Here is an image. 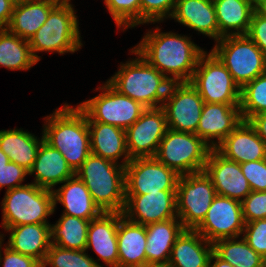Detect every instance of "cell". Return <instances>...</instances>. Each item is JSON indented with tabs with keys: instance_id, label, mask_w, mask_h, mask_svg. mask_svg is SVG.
Returning a JSON list of instances; mask_svg holds the SVG:
<instances>
[{
	"instance_id": "1",
	"label": "cell",
	"mask_w": 266,
	"mask_h": 267,
	"mask_svg": "<svg viewBox=\"0 0 266 267\" xmlns=\"http://www.w3.org/2000/svg\"><path fill=\"white\" fill-rule=\"evenodd\" d=\"M132 49L172 83L190 82L199 58L205 52L189 37L160 32L158 27L146 33ZM167 73L172 74V77L167 76Z\"/></svg>"
},
{
	"instance_id": "2",
	"label": "cell",
	"mask_w": 266,
	"mask_h": 267,
	"mask_svg": "<svg viewBox=\"0 0 266 267\" xmlns=\"http://www.w3.org/2000/svg\"><path fill=\"white\" fill-rule=\"evenodd\" d=\"M44 140L56 148L76 172L91 153L90 131L85 113L68 104L45 117Z\"/></svg>"
},
{
	"instance_id": "3",
	"label": "cell",
	"mask_w": 266,
	"mask_h": 267,
	"mask_svg": "<svg viewBox=\"0 0 266 267\" xmlns=\"http://www.w3.org/2000/svg\"><path fill=\"white\" fill-rule=\"evenodd\" d=\"M75 174L102 212H123L126 201L125 166L90 153Z\"/></svg>"
},
{
	"instance_id": "4",
	"label": "cell",
	"mask_w": 266,
	"mask_h": 267,
	"mask_svg": "<svg viewBox=\"0 0 266 267\" xmlns=\"http://www.w3.org/2000/svg\"><path fill=\"white\" fill-rule=\"evenodd\" d=\"M131 51L139 57L120 64V70L107 82L119 93L146 108L161 107L172 81L151 66L134 49Z\"/></svg>"
},
{
	"instance_id": "5",
	"label": "cell",
	"mask_w": 266,
	"mask_h": 267,
	"mask_svg": "<svg viewBox=\"0 0 266 267\" xmlns=\"http://www.w3.org/2000/svg\"><path fill=\"white\" fill-rule=\"evenodd\" d=\"M70 0H61L49 13L44 25L29 40L35 60L40 61L36 53L53 51L59 54L79 50L82 46L77 16Z\"/></svg>"
},
{
	"instance_id": "6",
	"label": "cell",
	"mask_w": 266,
	"mask_h": 267,
	"mask_svg": "<svg viewBox=\"0 0 266 267\" xmlns=\"http://www.w3.org/2000/svg\"><path fill=\"white\" fill-rule=\"evenodd\" d=\"M2 228L26 224H49L47 217L54 213L53 191L25 184L6 191L2 200Z\"/></svg>"
},
{
	"instance_id": "7",
	"label": "cell",
	"mask_w": 266,
	"mask_h": 267,
	"mask_svg": "<svg viewBox=\"0 0 266 267\" xmlns=\"http://www.w3.org/2000/svg\"><path fill=\"white\" fill-rule=\"evenodd\" d=\"M211 50L242 89L266 72V55L247 35L224 36Z\"/></svg>"
},
{
	"instance_id": "8",
	"label": "cell",
	"mask_w": 266,
	"mask_h": 267,
	"mask_svg": "<svg viewBox=\"0 0 266 267\" xmlns=\"http://www.w3.org/2000/svg\"><path fill=\"white\" fill-rule=\"evenodd\" d=\"M211 150L195 133L167 129L155 158L182 176L203 171Z\"/></svg>"
},
{
	"instance_id": "9",
	"label": "cell",
	"mask_w": 266,
	"mask_h": 267,
	"mask_svg": "<svg viewBox=\"0 0 266 267\" xmlns=\"http://www.w3.org/2000/svg\"><path fill=\"white\" fill-rule=\"evenodd\" d=\"M190 83L204 103L240 104L241 89L212 51L201 55Z\"/></svg>"
},
{
	"instance_id": "10",
	"label": "cell",
	"mask_w": 266,
	"mask_h": 267,
	"mask_svg": "<svg viewBox=\"0 0 266 267\" xmlns=\"http://www.w3.org/2000/svg\"><path fill=\"white\" fill-rule=\"evenodd\" d=\"M99 88L104 92L78 105L87 121L102 122L127 130L147 109L119 93L108 82Z\"/></svg>"
},
{
	"instance_id": "11",
	"label": "cell",
	"mask_w": 266,
	"mask_h": 267,
	"mask_svg": "<svg viewBox=\"0 0 266 267\" xmlns=\"http://www.w3.org/2000/svg\"><path fill=\"white\" fill-rule=\"evenodd\" d=\"M216 195L215 187L204 171L179 176L176 212L185 229L194 230L202 222Z\"/></svg>"
},
{
	"instance_id": "12",
	"label": "cell",
	"mask_w": 266,
	"mask_h": 267,
	"mask_svg": "<svg viewBox=\"0 0 266 267\" xmlns=\"http://www.w3.org/2000/svg\"><path fill=\"white\" fill-rule=\"evenodd\" d=\"M179 175L155 157L133 158L125 166L126 195L176 191Z\"/></svg>"
},
{
	"instance_id": "13",
	"label": "cell",
	"mask_w": 266,
	"mask_h": 267,
	"mask_svg": "<svg viewBox=\"0 0 266 267\" xmlns=\"http://www.w3.org/2000/svg\"><path fill=\"white\" fill-rule=\"evenodd\" d=\"M203 105L204 100L190 82L172 83L161 106L166 115L167 128L196 133Z\"/></svg>"
},
{
	"instance_id": "14",
	"label": "cell",
	"mask_w": 266,
	"mask_h": 267,
	"mask_svg": "<svg viewBox=\"0 0 266 267\" xmlns=\"http://www.w3.org/2000/svg\"><path fill=\"white\" fill-rule=\"evenodd\" d=\"M244 227L241 202L216 195L205 218L194 230L214 243L223 238H239Z\"/></svg>"
},
{
	"instance_id": "15",
	"label": "cell",
	"mask_w": 266,
	"mask_h": 267,
	"mask_svg": "<svg viewBox=\"0 0 266 267\" xmlns=\"http://www.w3.org/2000/svg\"><path fill=\"white\" fill-rule=\"evenodd\" d=\"M167 129L164 110L161 107L147 108L126 130L130 159L155 157Z\"/></svg>"
},
{
	"instance_id": "16",
	"label": "cell",
	"mask_w": 266,
	"mask_h": 267,
	"mask_svg": "<svg viewBox=\"0 0 266 267\" xmlns=\"http://www.w3.org/2000/svg\"><path fill=\"white\" fill-rule=\"evenodd\" d=\"M122 214L127 220L144 226L178 218L176 212V191H157L145 195H126Z\"/></svg>"
},
{
	"instance_id": "17",
	"label": "cell",
	"mask_w": 266,
	"mask_h": 267,
	"mask_svg": "<svg viewBox=\"0 0 266 267\" xmlns=\"http://www.w3.org/2000/svg\"><path fill=\"white\" fill-rule=\"evenodd\" d=\"M203 171L217 195L242 202L252 191L240 164L225 158L216 149L210 151Z\"/></svg>"
},
{
	"instance_id": "18",
	"label": "cell",
	"mask_w": 266,
	"mask_h": 267,
	"mask_svg": "<svg viewBox=\"0 0 266 267\" xmlns=\"http://www.w3.org/2000/svg\"><path fill=\"white\" fill-rule=\"evenodd\" d=\"M242 120L240 104L204 103L195 134L215 149Z\"/></svg>"
},
{
	"instance_id": "19",
	"label": "cell",
	"mask_w": 266,
	"mask_h": 267,
	"mask_svg": "<svg viewBox=\"0 0 266 267\" xmlns=\"http://www.w3.org/2000/svg\"><path fill=\"white\" fill-rule=\"evenodd\" d=\"M121 212H102L90 221L85 250L92 248L107 266L118 267L117 232Z\"/></svg>"
},
{
	"instance_id": "20",
	"label": "cell",
	"mask_w": 266,
	"mask_h": 267,
	"mask_svg": "<svg viewBox=\"0 0 266 267\" xmlns=\"http://www.w3.org/2000/svg\"><path fill=\"white\" fill-rule=\"evenodd\" d=\"M215 149L225 158L239 164L266 159V143L249 121L245 120Z\"/></svg>"
},
{
	"instance_id": "21",
	"label": "cell",
	"mask_w": 266,
	"mask_h": 267,
	"mask_svg": "<svg viewBox=\"0 0 266 267\" xmlns=\"http://www.w3.org/2000/svg\"><path fill=\"white\" fill-rule=\"evenodd\" d=\"M34 173V184L52 191L55 185L75 175L63 155L45 140L41 142L29 175Z\"/></svg>"
},
{
	"instance_id": "22",
	"label": "cell",
	"mask_w": 266,
	"mask_h": 267,
	"mask_svg": "<svg viewBox=\"0 0 266 267\" xmlns=\"http://www.w3.org/2000/svg\"><path fill=\"white\" fill-rule=\"evenodd\" d=\"M51 224H26L5 228L11 232L8 246L12 251L33 257L43 264L51 247Z\"/></svg>"
},
{
	"instance_id": "23",
	"label": "cell",
	"mask_w": 266,
	"mask_h": 267,
	"mask_svg": "<svg viewBox=\"0 0 266 267\" xmlns=\"http://www.w3.org/2000/svg\"><path fill=\"white\" fill-rule=\"evenodd\" d=\"M63 183L60 188L53 190L54 207L57 202L61 203L65 208L63 214L91 221L102 213L76 174Z\"/></svg>"
},
{
	"instance_id": "24",
	"label": "cell",
	"mask_w": 266,
	"mask_h": 267,
	"mask_svg": "<svg viewBox=\"0 0 266 267\" xmlns=\"http://www.w3.org/2000/svg\"><path fill=\"white\" fill-rule=\"evenodd\" d=\"M170 18L202 34L219 40V28L212 0H177Z\"/></svg>"
},
{
	"instance_id": "25",
	"label": "cell",
	"mask_w": 266,
	"mask_h": 267,
	"mask_svg": "<svg viewBox=\"0 0 266 267\" xmlns=\"http://www.w3.org/2000/svg\"><path fill=\"white\" fill-rule=\"evenodd\" d=\"M61 0H27L17 2L7 30L22 39L30 40L44 25L50 11Z\"/></svg>"
},
{
	"instance_id": "26",
	"label": "cell",
	"mask_w": 266,
	"mask_h": 267,
	"mask_svg": "<svg viewBox=\"0 0 266 267\" xmlns=\"http://www.w3.org/2000/svg\"><path fill=\"white\" fill-rule=\"evenodd\" d=\"M90 131L91 153L117 163L124 156L122 165L131 160L127 150L126 130L95 121H87Z\"/></svg>"
},
{
	"instance_id": "27",
	"label": "cell",
	"mask_w": 266,
	"mask_h": 267,
	"mask_svg": "<svg viewBox=\"0 0 266 267\" xmlns=\"http://www.w3.org/2000/svg\"><path fill=\"white\" fill-rule=\"evenodd\" d=\"M213 252V243L195 230L185 229L176 239L168 263L172 267H209Z\"/></svg>"
},
{
	"instance_id": "28",
	"label": "cell",
	"mask_w": 266,
	"mask_h": 267,
	"mask_svg": "<svg viewBox=\"0 0 266 267\" xmlns=\"http://www.w3.org/2000/svg\"><path fill=\"white\" fill-rule=\"evenodd\" d=\"M118 267H144L146 265L147 236L144 225L119 219L118 232Z\"/></svg>"
},
{
	"instance_id": "29",
	"label": "cell",
	"mask_w": 266,
	"mask_h": 267,
	"mask_svg": "<svg viewBox=\"0 0 266 267\" xmlns=\"http://www.w3.org/2000/svg\"><path fill=\"white\" fill-rule=\"evenodd\" d=\"M178 220V218H172L145 226L147 236L146 265L169 262L172 247L185 230L182 222Z\"/></svg>"
},
{
	"instance_id": "30",
	"label": "cell",
	"mask_w": 266,
	"mask_h": 267,
	"mask_svg": "<svg viewBox=\"0 0 266 267\" xmlns=\"http://www.w3.org/2000/svg\"><path fill=\"white\" fill-rule=\"evenodd\" d=\"M219 28V40L229 35H246L255 10L254 0H212ZM231 29L236 31L232 32ZM231 30V33L229 32Z\"/></svg>"
},
{
	"instance_id": "31",
	"label": "cell",
	"mask_w": 266,
	"mask_h": 267,
	"mask_svg": "<svg viewBox=\"0 0 266 267\" xmlns=\"http://www.w3.org/2000/svg\"><path fill=\"white\" fill-rule=\"evenodd\" d=\"M33 134L22 129L1 130L0 149L9 157L10 161L23 167L28 172L31 170L37 156L41 142Z\"/></svg>"
},
{
	"instance_id": "32",
	"label": "cell",
	"mask_w": 266,
	"mask_h": 267,
	"mask_svg": "<svg viewBox=\"0 0 266 267\" xmlns=\"http://www.w3.org/2000/svg\"><path fill=\"white\" fill-rule=\"evenodd\" d=\"M37 61L29 41L0 29V66L10 70H29Z\"/></svg>"
},
{
	"instance_id": "33",
	"label": "cell",
	"mask_w": 266,
	"mask_h": 267,
	"mask_svg": "<svg viewBox=\"0 0 266 267\" xmlns=\"http://www.w3.org/2000/svg\"><path fill=\"white\" fill-rule=\"evenodd\" d=\"M90 220L63 214L51 226V243L65 249L85 250Z\"/></svg>"
},
{
	"instance_id": "34",
	"label": "cell",
	"mask_w": 266,
	"mask_h": 267,
	"mask_svg": "<svg viewBox=\"0 0 266 267\" xmlns=\"http://www.w3.org/2000/svg\"><path fill=\"white\" fill-rule=\"evenodd\" d=\"M223 238L213 243L214 252L234 267H266L262 258L242 238Z\"/></svg>"
},
{
	"instance_id": "35",
	"label": "cell",
	"mask_w": 266,
	"mask_h": 267,
	"mask_svg": "<svg viewBox=\"0 0 266 267\" xmlns=\"http://www.w3.org/2000/svg\"><path fill=\"white\" fill-rule=\"evenodd\" d=\"M240 112L249 121L254 115L266 112V72L241 89Z\"/></svg>"
},
{
	"instance_id": "36",
	"label": "cell",
	"mask_w": 266,
	"mask_h": 267,
	"mask_svg": "<svg viewBox=\"0 0 266 267\" xmlns=\"http://www.w3.org/2000/svg\"><path fill=\"white\" fill-rule=\"evenodd\" d=\"M86 250H71L51 244L43 267H103L92 257L85 253Z\"/></svg>"
},
{
	"instance_id": "37",
	"label": "cell",
	"mask_w": 266,
	"mask_h": 267,
	"mask_svg": "<svg viewBox=\"0 0 266 267\" xmlns=\"http://www.w3.org/2000/svg\"><path fill=\"white\" fill-rule=\"evenodd\" d=\"M118 28L140 25V0H104Z\"/></svg>"
},
{
	"instance_id": "38",
	"label": "cell",
	"mask_w": 266,
	"mask_h": 267,
	"mask_svg": "<svg viewBox=\"0 0 266 267\" xmlns=\"http://www.w3.org/2000/svg\"><path fill=\"white\" fill-rule=\"evenodd\" d=\"M177 0H140V24L154 23L171 17ZM165 17V18H164Z\"/></svg>"
},
{
	"instance_id": "39",
	"label": "cell",
	"mask_w": 266,
	"mask_h": 267,
	"mask_svg": "<svg viewBox=\"0 0 266 267\" xmlns=\"http://www.w3.org/2000/svg\"><path fill=\"white\" fill-rule=\"evenodd\" d=\"M243 239L266 260V219L245 223Z\"/></svg>"
},
{
	"instance_id": "40",
	"label": "cell",
	"mask_w": 266,
	"mask_h": 267,
	"mask_svg": "<svg viewBox=\"0 0 266 267\" xmlns=\"http://www.w3.org/2000/svg\"><path fill=\"white\" fill-rule=\"evenodd\" d=\"M241 205L245 223L266 219V191H251Z\"/></svg>"
},
{
	"instance_id": "41",
	"label": "cell",
	"mask_w": 266,
	"mask_h": 267,
	"mask_svg": "<svg viewBox=\"0 0 266 267\" xmlns=\"http://www.w3.org/2000/svg\"><path fill=\"white\" fill-rule=\"evenodd\" d=\"M252 191H266V159L240 164Z\"/></svg>"
},
{
	"instance_id": "42",
	"label": "cell",
	"mask_w": 266,
	"mask_h": 267,
	"mask_svg": "<svg viewBox=\"0 0 266 267\" xmlns=\"http://www.w3.org/2000/svg\"><path fill=\"white\" fill-rule=\"evenodd\" d=\"M27 175L29 172L26 169L9 161L5 167L0 169V190L5 186H7V191L24 186L21 183Z\"/></svg>"
},
{
	"instance_id": "43",
	"label": "cell",
	"mask_w": 266,
	"mask_h": 267,
	"mask_svg": "<svg viewBox=\"0 0 266 267\" xmlns=\"http://www.w3.org/2000/svg\"><path fill=\"white\" fill-rule=\"evenodd\" d=\"M246 35L266 55V17L258 14L254 10Z\"/></svg>"
},
{
	"instance_id": "44",
	"label": "cell",
	"mask_w": 266,
	"mask_h": 267,
	"mask_svg": "<svg viewBox=\"0 0 266 267\" xmlns=\"http://www.w3.org/2000/svg\"><path fill=\"white\" fill-rule=\"evenodd\" d=\"M3 261V267H37L40 264L33 257L12 251L8 246H5Z\"/></svg>"
},
{
	"instance_id": "45",
	"label": "cell",
	"mask_w": 266,
	"mask_h": 267,
	"mask_svg": "<svg viewBox=\"0 0 266 267\" xmlns=\"http://www.w3.org/2000/svg\"><path fill=\"white\" fill-rule=\"evenodd\" d=\"M15 4L13 0H0V29H7Z\"/></svg>"
},
{
	"instance_id": "46",
	"label": "cell",
	"mask_w": 266,
	"mask_h": 267,
	"mask_svg": "<svg viewBox=\"0 0 266 267\" xmlns=\"http://www.w3.org/2000/svg\"><path fill=\"white\" fill-rule=\"evenodd\" d=\"M249 123L255 128L258 136L266 143V112L254 115Z\"/></svg>"
},
{
	"instance_id": "47",
	"label": "cell",
	"mask_w": 266,
	"mask_h": 267,
	"mask_svg": "<svg viewBox=\"0 0 266 267\" xmlns=\"http://www.w3.org/2000/svg\"><path fill=\"white\" fill-rule=\"evenodd\" d=\"M209 267H234V266L224 261L215 252H213L209 261Z\"/></svg>"
},
{
	"instance_id": "48",
	"label": "cell",
	"mask_w": 266,
	"mask_h": 267,
	"mask_svg": "<svg viewBox=\"0 0 266 267\" xmlns=\"http://www.w3.org/2000/svg\"><path fill=\"white\" fill-rule=\"evenodd\" d=\"M255 11L266 17V0H254Z\"/></svg>"
},
{
	"instance_id": "49",
	"label": "cell",
	"mask_w": 266,
	"mask_h": 267,
	"mask_svg": "<svg viewBox=\"0 0 266 267\" xmlns=\"http://www.w3.org/2000/svg\"><path fill=\"white\" fill-rule=\"evenodd\" d=\"M10 161L9 157L0 149V169Z\"/></svg>"
},
{
	"instance_id": "50",
	"label": "cell",
	"mask_w": 266,
	"mask_h": 267,
	"mask_svg": "<svg viewBox=\"0 0 266 267\" xmlns=\"http://www.w3.org/2000/svg\"><path fill=\"white\" fill-rule=\"evenodd\" d=\"M144 267H172L169 263L147 264Z\"/></svg>"
},
{
	"instance_id": "51",
	"label": "cell",
	"mask_w": 266,
	"mask_h": 267,
	"mask_svg": "<svg viewBox=\"0 0 266 267\" xmlns=\"http://www.w3.org/2000/svg\"><path fill=\"white\" fill-rule=\"evenodd\" d=\"M2 238H3V236L0 235V263L3 262V261H2V258H3V257L1 256V255H3V254H1V250H2V249H1V248H2L1 246H2V245H1V244H2V241H3Z\"/></svg>"
},
{
	"instance_id": "52",
	"label": "cell",
	"mask_w": 266,
	"mask_h": 267,
	"mask_svg": "<svg viewBox=\"0 0 266 267\" xmlns=\"http://www.w3.org/2000/svg\"><path fill=\"white\" fill-rule=\"evenodd\" d=\"M15 3L17 2H22V1H27V0H13Z\"/></svg>"
}]
</instances>
